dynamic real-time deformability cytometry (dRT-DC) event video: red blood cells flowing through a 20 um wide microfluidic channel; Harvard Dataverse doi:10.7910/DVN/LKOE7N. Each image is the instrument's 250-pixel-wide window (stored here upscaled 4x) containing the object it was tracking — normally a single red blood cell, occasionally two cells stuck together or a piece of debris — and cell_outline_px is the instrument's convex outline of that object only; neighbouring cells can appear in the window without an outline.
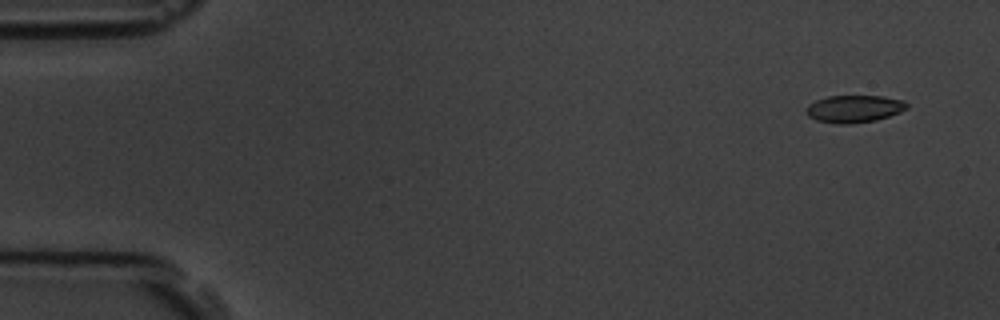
{"species": "common noctule bat (a hibernating species)", "species_latin": "Nyctalus noctula", "temperature_condition": "room temperature", "stored_images_in_passage": 4, "camera_frame_rate_fps": 3000, "um_per_image_px": 0.085, "animal": {"sex": "male", "body_mass_g": 19.5, "forearm_length_mm": 54.6}, "frame": {"image": 1, "passage_image": 1, "time_ms": 0.0, "image_size_px": [1000, 320], "cell_outline_px": [[908, 108], [900, 112], [876, 120], [852, 124], [836, 124], [816, 120], [808, 116], [804, 108], [808, 104], [816, 100], [828, 96], [884, 96], [904, 100], [908, 104]], "centroid_in_image_um": [72.59, 9.25], "position_along_channel_um": 12.4, "area_um2": 16.24}}
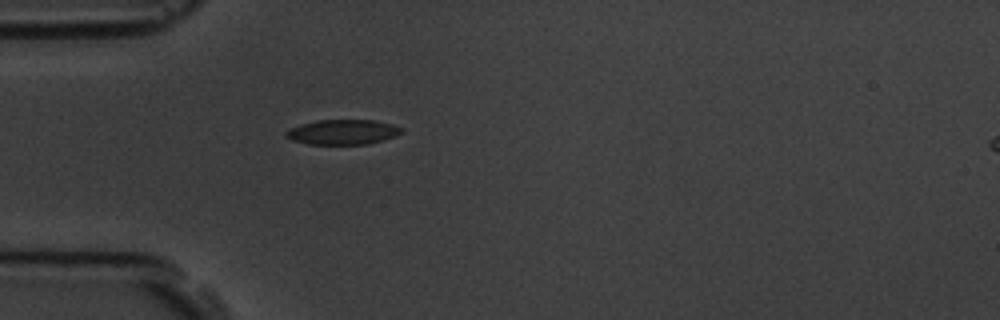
{"frame": {"image": 2, "passage_image": 4, "time_ms": 4.333, "image_size_px": [1000, 320], "cell_outline_px": [[404, 132], [396, 136], [384, 140], [368, 144], [308, 144], [292, 140], [284, 136], [284, 132], [300, 124], [316, 120], [376, 120], [392, 124], [404, 128]], "centroid_in_image_um": [29.17, 11.22], "position_along_channel_um": 55.8, "area_um2": 16.99}}